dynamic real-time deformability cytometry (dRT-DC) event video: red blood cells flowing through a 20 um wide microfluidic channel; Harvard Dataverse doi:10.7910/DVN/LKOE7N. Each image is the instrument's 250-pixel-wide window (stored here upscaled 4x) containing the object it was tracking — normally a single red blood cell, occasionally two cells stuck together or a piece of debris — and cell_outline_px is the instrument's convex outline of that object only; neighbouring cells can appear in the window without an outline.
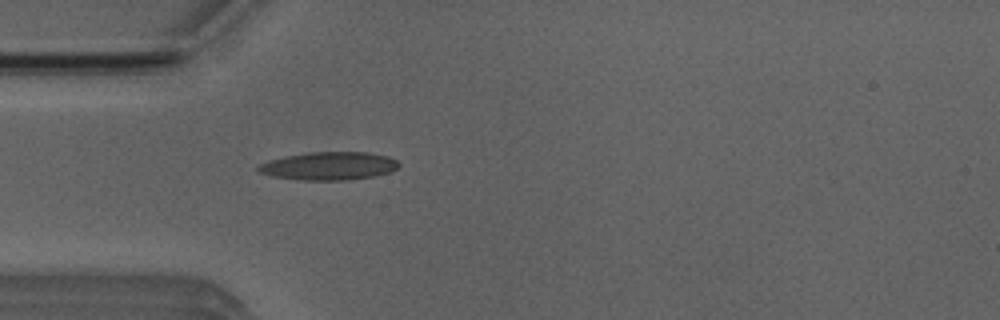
{"species": "Egyptian fruit bat (a non-hibernating species)", "species_latin": "Rousettus aegyptiacus", "temperature_condition": "room temperature", "stored_images_in_passage": 2, "camera_frame_rate_fps": 3000, "um_per_image_px": 0.085, "animal": {"sex": "male"}, "frame": {"image": 1, "passage_image": 2, "time_ms": 2.0, "image_size_px": [1000, 320], "cell_outline_px": [[400, 164], [392, 172], [372, 176], [348, 180], [304, 180], [272, 176], [260, 172], [256, 168], [260, 164], [268, 160], [284, 156], [312, 152], [368, 152], [388, 156], [396, 160]], "centroid_in_image_um": [27.97, 14.1], "position_along_channel_um": 57.0, "area_um2": 22.95}}